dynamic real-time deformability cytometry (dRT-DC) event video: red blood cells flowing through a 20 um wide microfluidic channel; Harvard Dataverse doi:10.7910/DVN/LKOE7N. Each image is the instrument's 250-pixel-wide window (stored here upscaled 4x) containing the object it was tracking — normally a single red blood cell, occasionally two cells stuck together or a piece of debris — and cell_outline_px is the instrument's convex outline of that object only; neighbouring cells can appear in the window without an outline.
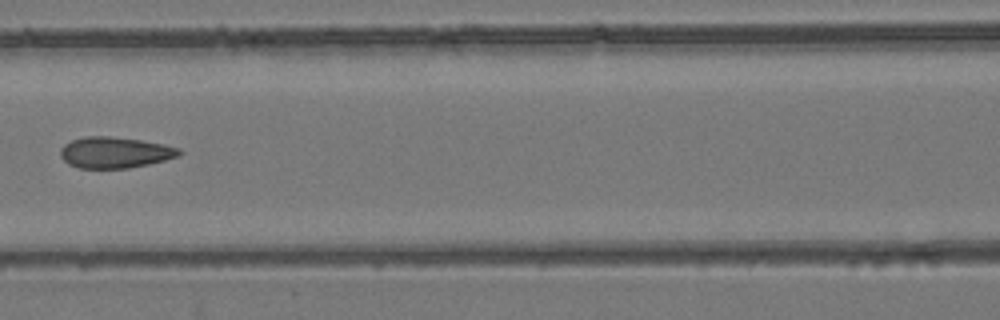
{"species": "common noctule bat (a hibernating species)", "species_latin": "Nyctalus noctula", "temperature_condition": "room temperature", "stored_images_in_passage": 7, "camera_frame_rate_fps": 3000, "um_per_image_px": 0.085, "animal": {"sex": "female", "body_mass_g": 24.6, "forearm_length_mm": 56.2}, "frame": {"image": 1, "passage_image": 6, "time_ms": 7.667, "image_size_px": [1000, 320], "cell_outline_px": [[184, 152], [180, 156], [148, 164], [128, 168], [80, 168], [68, 164], [60, 156], [60, 148], [64, 144], [72, 140], [84, 136], [108, 136], [140, 140], [164, 144], [180, 148]], "centroid_in_image_um": [9.78, 12.96], "position_along_channel_um": 156.8, "area_um2": 21.62}}
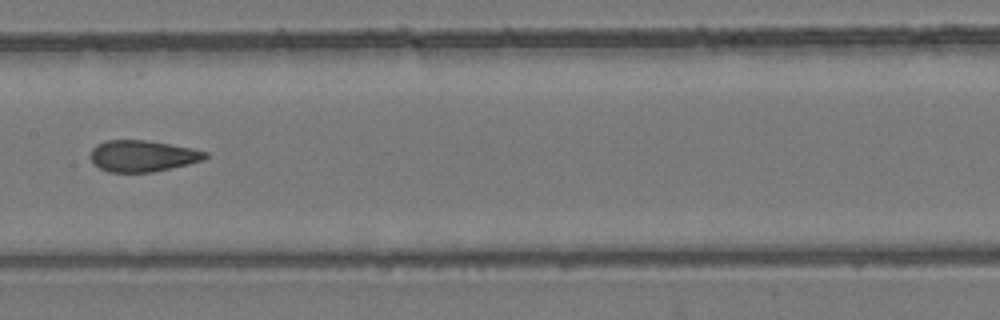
{"frame": {"image": 2, "passage_image": 7, "time_ms": 8.667, "image_size_px": [1000, 320], "cell_outline_px": [[208, 156], [204, 160], [188, 164], [152, 172], [108, 172], [100, 168], [88, 156], [92, 148], [96, 144], [104, 140], [144, 140], [192, 148], [208, 152]], "centroid_in_image_um": [12.09, 13.25], "position_along_channel_um": 195.3, "area_um2": 20.98}}